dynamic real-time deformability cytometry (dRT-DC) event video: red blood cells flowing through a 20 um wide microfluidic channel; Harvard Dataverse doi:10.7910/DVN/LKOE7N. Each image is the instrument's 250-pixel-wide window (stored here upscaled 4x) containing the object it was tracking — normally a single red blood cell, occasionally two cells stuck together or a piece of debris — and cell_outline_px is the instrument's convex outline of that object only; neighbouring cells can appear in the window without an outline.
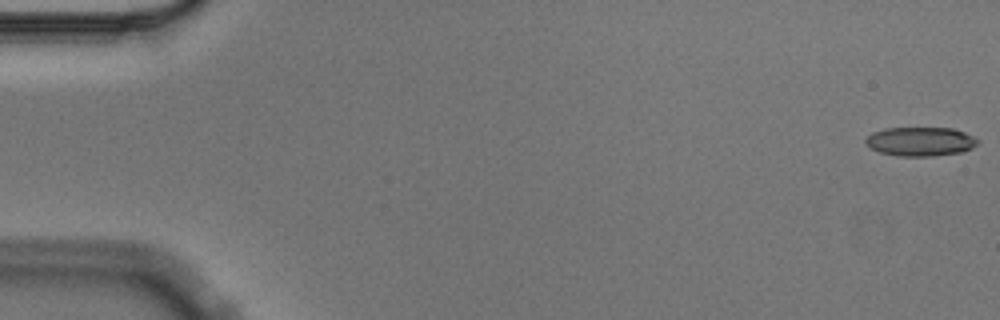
{"species": "Egyptian fruit bat (a non-hibernating species)", "species_latin": "Rousettus aegyptiacus", "temperature_condition": "cold", "stored_images_in_passage": 5, "camera_frame_rate_fps": 3000, "um_per_image_px": 0.085, "animal": {"sex": "male"}, "frame": {"image": 1, "passage_image": 1, "time_ms": 0.0, "image_size_px": [1000, 320], "cell_outline_px": [[980, 140], [972, 148], [960, 152], [932, 156], [900, 156], [880, 152], [864, 144], [864, 140], [872, 132], [884, 128], [952, 128], [964, 132]], "centroid_in_image_um": [78.21, 12.02], "position_along_channel_um": 6.8, "area_um2": 18.9}}
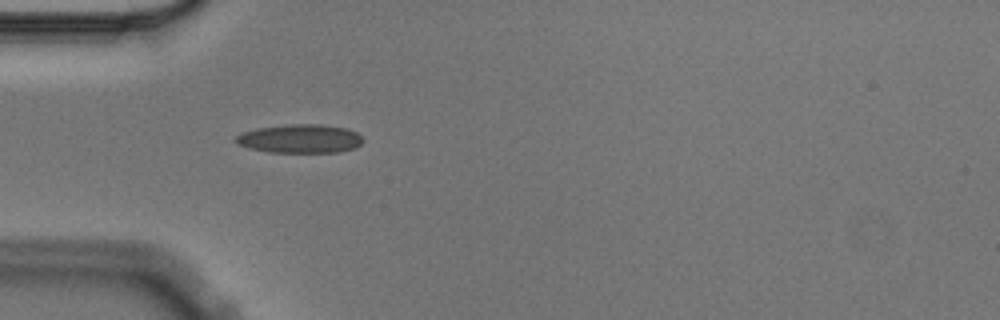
{"frame": {"image": 2, "passage_image": 5, "time_ms": 1.333, "image_size_px": [1000, 320], "cell_outline_px": [[364, 140], [356, 148], [340, 152], [268, 152], [248, 148], [236, 144], [232, 140], [236, 136], [244, 132], [256, 128], [284, 124], [316, 124], [348, 128], [356, 132]], "centroid_in_image_um": [25.48, 11.79], "position_along_channel_um": 59.5, "area_um2": 21.5}}